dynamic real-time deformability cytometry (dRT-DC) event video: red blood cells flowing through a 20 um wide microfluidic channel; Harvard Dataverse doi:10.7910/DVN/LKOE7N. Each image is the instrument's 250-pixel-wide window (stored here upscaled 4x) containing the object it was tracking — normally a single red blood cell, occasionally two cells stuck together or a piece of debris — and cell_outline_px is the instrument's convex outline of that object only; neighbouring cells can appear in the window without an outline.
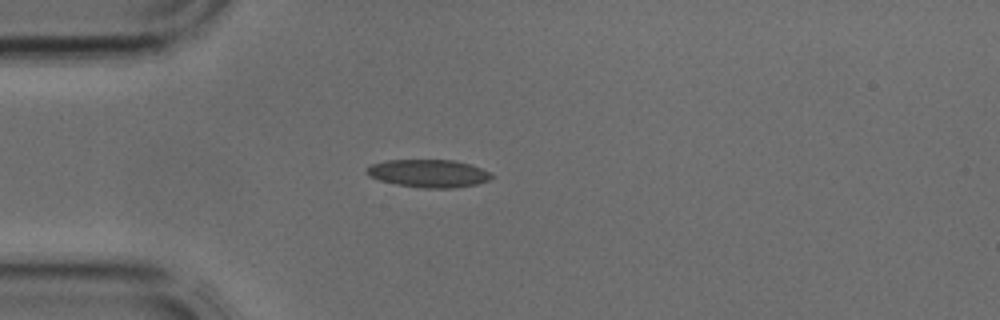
{"species": "common noctule bat (a hibernating species)", "species_latin": "Nyctalus noctula", "temperature_condition": "cold", "stored_images_in_passage": 3, "camera_frame_rate_fps": 3000, "um_per_image_px": 0.085, "animal": {"sex": "male", "body_mass_g": 17.9, "forearm_length_mm": 54.2}, "frame": {"image": 1, "passage_image": 3, "time_ms": 0.667, "image_size_px": [1000, 320], "cell_outline_px": [[496, 176], [488, 180], [476, 184], [452, 188], [424, 188], [396, 184], [380, 180], [368, 176], [364, 172], [364, 168], [372, 164], [388, 160], [456, 160], [492, 172]], "centroid_in_image_um": [36.42, 14.73], "position_along_channel_um": 48.6, "area_um2": 20.35}}